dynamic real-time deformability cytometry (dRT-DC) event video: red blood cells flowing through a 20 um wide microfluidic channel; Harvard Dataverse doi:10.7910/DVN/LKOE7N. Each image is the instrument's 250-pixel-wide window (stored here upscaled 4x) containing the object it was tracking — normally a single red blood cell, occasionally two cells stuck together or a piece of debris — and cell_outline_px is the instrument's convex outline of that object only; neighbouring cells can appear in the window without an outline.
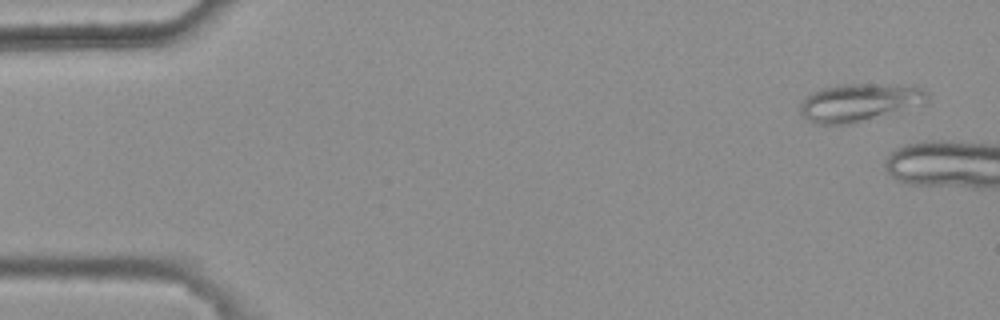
{"species": "common noctule bat (a hibernating species)", "species_latin": "Nyctalus noctula", "temperature_condition": "warm", "stored_images_in_passage": 4, "camera_frame_rate_fps": 3000, "um_per_image_px": 0.085, "animal": {"sex": "female", "body_mass_g": 25.1}, "frame": {"image": 1, "passage_image": 1, "time_ms": 0.0, "image_size_px": [1000, 320], "cell_outline_px": [[928, 100], [924, 104], [852, 124], [820, 124], [808, 120], [800, 112], [800, 104], [812, 92], [820, 88], [832, 84], [872, 84], [924, 88], [928, 92]], "centroid_in_image_um": [73.02, 8.71], "position_along_channel_um": 12.0, "area_um2": 27.86}}